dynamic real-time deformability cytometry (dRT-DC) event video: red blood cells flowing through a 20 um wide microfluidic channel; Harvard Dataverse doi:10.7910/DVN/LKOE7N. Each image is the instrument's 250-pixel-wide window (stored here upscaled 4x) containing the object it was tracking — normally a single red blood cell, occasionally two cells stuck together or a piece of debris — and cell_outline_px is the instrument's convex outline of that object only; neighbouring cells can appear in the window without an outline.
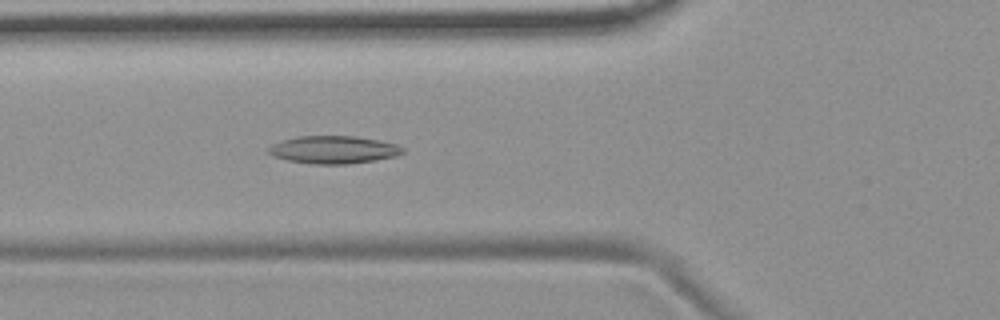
{"species": "common noctule bat (a hibernating species)", "species_latin": "Nyctalus noctula", "temperature_condition": "room temperature", "stored_images_in_passage": 54, "camera_frame_rate_fps": 3000, "um_per_image_px": 0.085, "animal": {"sex": "female", "body_mass_g": 19.9}, "frame": {"image": 1, "passage_image": 20, "time_ms": 6.333, "image_size_px": [1000, 320], "cell_outline_px": [[404, 152], [396, 156], [376, 160], [348, 164], [316, 164], [288, 160], [272, 156], [268, 152], [268, 148], [272, 144], [296, 136], [356, 136], [380, 140], [396, 144], [404, 148]], "centroid_in_image_um": [28.37, 12.72], "position_along_channel_um": 97.4, "area_um2": 21.68}}
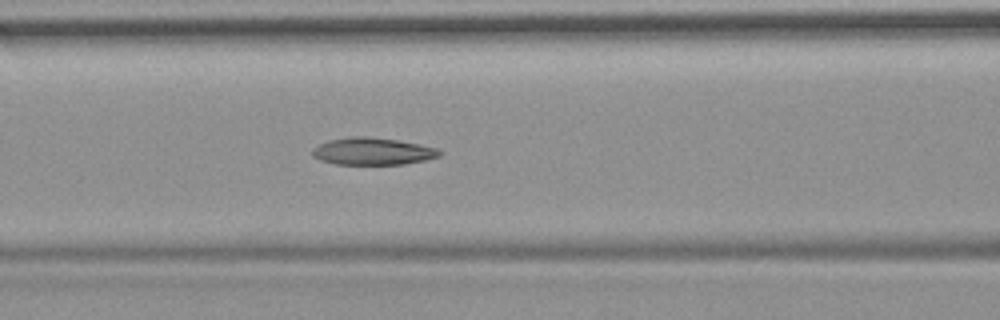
{"frame": {"image": 2, "passage_image": 23, "time_ms": 7.333, "image_size_px": [1000, 320], "cell_outline_px": [[440, 156], [424, 160], [404, 164], [336, 164], [320, 160], [312, 156], [312, 148], [328, 140], [348, 136], [368, 136], [400, 140], [420, 144], [436, 148], [440, 152]], "centroid_in_image_um": [31.64, 12.85], "position_along_channel_um": 135.0, "area_um2": 20.23}}
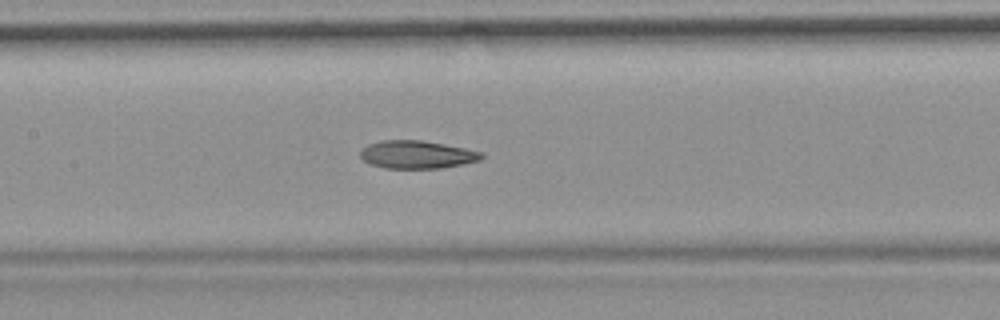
{"frame": {"image": 3, "passage_image": 26, "time_ms": 8.333, "image_size_px": [1000, 320], "cell_outline_px": [[484, 156], [480, 160], [440, 168], [384, 168], [372, 164], [364, 160], [360, 156], [360, 152], [368, 144], [380, 140], [420, 140], [444, 144], [484, 152]], "centroid_in_image_um": [35.44, 13.13], "position_along_channel_um": 172.0, "area_um2": 19.54}, "authors_computed_cell_mechanics": {"area_um2": 21.1259, "velocity_mm_per_s": 3.7108, "shape_relaxation_time_tau1_ms": null, "shape_relaxation_time_tau2_ms": 3.7482, "deformation_change_tau1": null, "deformation_change_tau2": 0.1047}}